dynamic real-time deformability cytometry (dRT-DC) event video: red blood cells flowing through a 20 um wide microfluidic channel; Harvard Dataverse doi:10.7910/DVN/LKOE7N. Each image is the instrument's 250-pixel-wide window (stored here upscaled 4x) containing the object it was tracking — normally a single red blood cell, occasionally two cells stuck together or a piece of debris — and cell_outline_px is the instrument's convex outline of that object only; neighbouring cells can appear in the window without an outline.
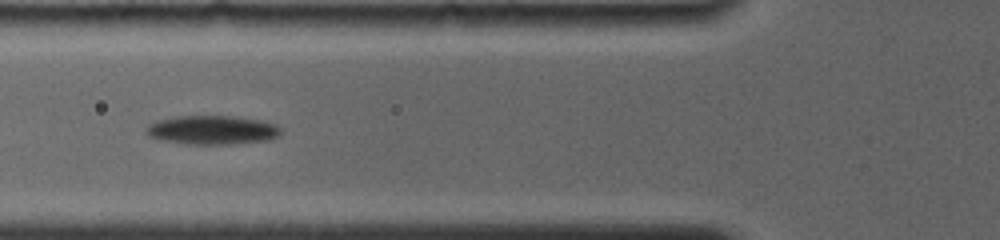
{"species": "common noctule bat (a hibernating species)", "species_latin": "Nyctalus noctula", "temperature_condition": "room temperature", "stored_images_in_passage": 33, "camera_frame_rate_fps": 4000, "um_per_image_px": 0.085, "animal": {"sex": "female", "body_mass_g": 19.0, "forearm_length_mm": 56.7}, "frame": {"image": 1, "passage_image": 4, "time_ms": 1.75, "image_size_px": [1000, 240], "cell_outline_px": [[280, 132], [276, 136], [268, 140], [236, 144], [188, 144], [160, 140], [148, 136], [148, 124], [156, 120], [176, 116], [232, 116], [264, 120], [276, 124], [280, 128]], "centroid_in_image_um": [18.04, 11.04], "position_along_channel_um": 107.8, "area_um2": 22.77}}
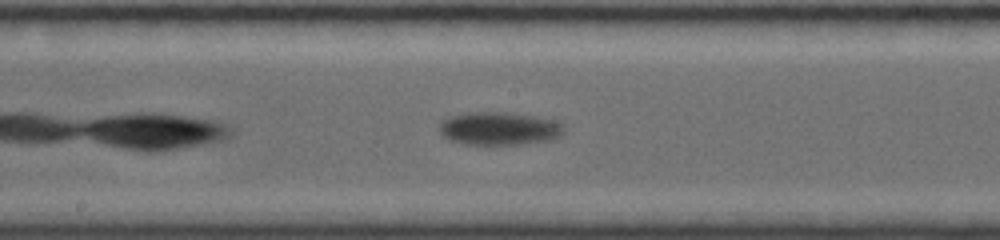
{"frame": {"image": 2, "passage_image": 9, "time_ms": 4.5, "image_size_px": [1000, 240], "cell_outline_px": [[564, 132], [560, 136], [548, 140], [516, 144], [468, 144], [452, 140], [444, 136], [440, 132], [440, 124], [444, 120], [452, 116], [468, 112], [508, 112], [532, 116], [552, 120], [560, 124], [564, 128]], "centroid_in_image_um": [42.43, 10.91], "position_along_channel_um": 205.8, "area_um2": 23.47}}
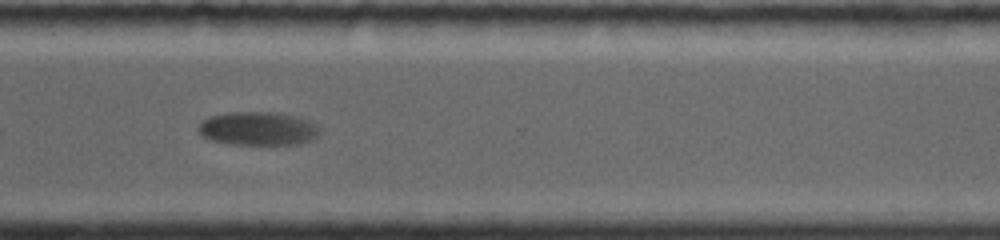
{"frame": {"image": 3, "passage_image": 22, "time_ms": 8.5, "image_size_px": [1000, 240], "cell_outline_px": [[320, 132], [312, 140], [296, 144], [232, 144], [212, 140], [204, 136], [196, 128], [208, 116], [232, 112], [276, 112], [296, 116], [308, 120], [316, 124], [320, 128]], "centroid_in_image_um": [21.96, 10.92], "position_along_channel_um": 348.6, "area_um2": 23.64}}